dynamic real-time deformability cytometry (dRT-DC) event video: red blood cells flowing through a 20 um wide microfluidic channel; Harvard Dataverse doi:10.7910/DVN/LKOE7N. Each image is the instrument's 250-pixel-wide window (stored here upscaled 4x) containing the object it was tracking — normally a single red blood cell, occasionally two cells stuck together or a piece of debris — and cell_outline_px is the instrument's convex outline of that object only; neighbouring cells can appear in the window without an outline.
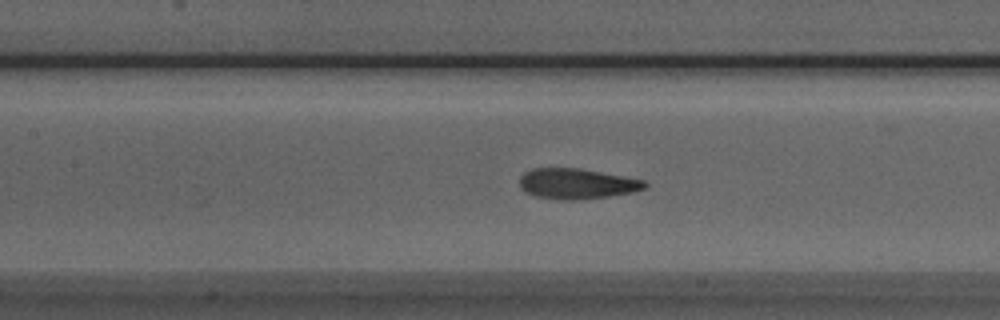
{"species": "Egyptian fruit bat (a non-hibernating species)", "species_latin": "Rousettus aegyptiacus", "temperature_condition": "room temperature", "stored_images_in_passage": 52, "camera_frame_rate_fps": 3000, "um_per_image_px": 0.085, "animal": {"sex": "male"}, "frame": {"image": 1, "passage_image": 22, "time_ms": 7.0, "image_size_px": [1000, 320], "cell_outline_px": [[648, 184], [644, 188], [632, 192], [608, 196], [580, 200], [560, 200], [536, 196], [524, 192], [520, 188], [520, 176], [524, 172], [532, 168], [580, 168], [644, 180]], "centroid_in_image_um": [48.98, 15.61], "position_along_channel_um": 158.4, "area_um2": 22.25}}
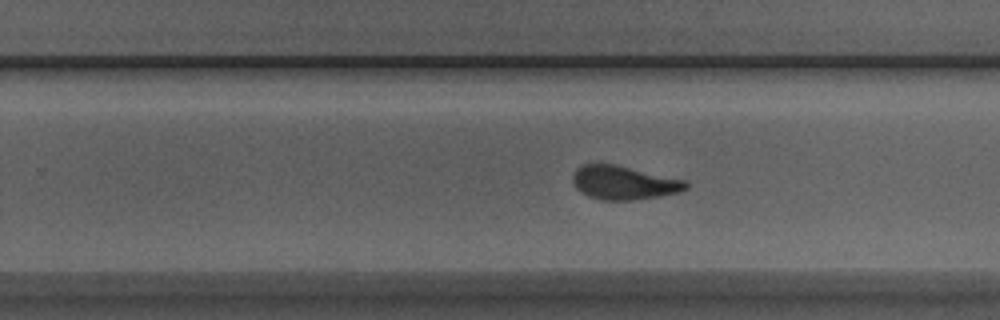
{"frame": {"image": 2, "passage_image": 31, "time_ms": 10.0, "image_size_px": [1000, 320], "cell_outline_px": [[688, 188], [680, 192], [660, 196], [632, 200], [600, 200], [588, 196], [580, 192], [576, 188], [572, 180], [572, 176], [576, 168], [584, 164], [616, 164], [684, 180], [688, 184]], "centroid_in_image_um": [53.0, 15.53], "position_along_channel_um": 276.8, "area_um2": 22.25}}
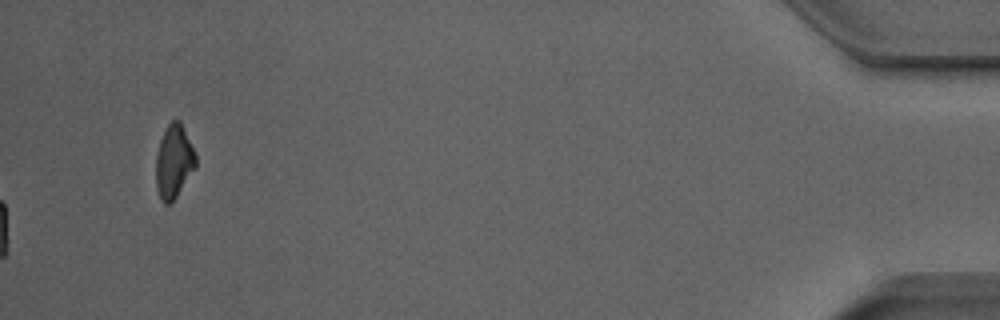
{"frame": {"image": 3, "passage_image": 52, "time_ms": 17.0, "image_size_px": [1000, 320], "cell_outline_px": [[196, 168], [176, 196], [168, 204], [164, 204], [160, 200], [156, 188], [156, 156], [160, 140], [168, 124], [172, 120], [180, 120], [196, 156]], "centroid_in_image_um": [14.77, 13.75], "position_along_channel_um": 420.4, "area_um2": 16.88}, "authors_computed_cell_mechanics": {"area_um2": 22.253, "velocity_mm_per_s": 3.9676, "shape_relaxation_time_tau1_ms": 3.0459, "shape_relaxation_time_tau2_ms": 1.2911, "deformation_change_tau1": 0.1392, "deformation_change_tau2": 0.0794}}